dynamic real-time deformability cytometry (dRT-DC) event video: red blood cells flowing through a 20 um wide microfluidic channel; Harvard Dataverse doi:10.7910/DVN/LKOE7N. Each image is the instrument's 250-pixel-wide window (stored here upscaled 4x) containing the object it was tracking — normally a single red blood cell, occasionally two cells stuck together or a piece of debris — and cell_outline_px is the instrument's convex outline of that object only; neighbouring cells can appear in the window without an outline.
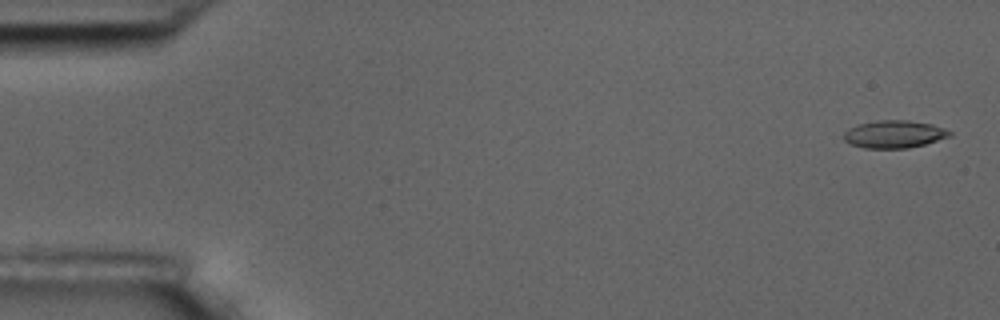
{"species": "common noctule bat (a hibernating species)", "species_latin": "Nyctalus noctula", "temperature_condition": "room temperature", "stored_images_in_passage": 11, "camera_frame_rate_fps": 3000, "um_per_image_px": 0.085, "animal": {"sex": "male", "body_mass_g": 17.5, "forearm_length_mm": 52.3}, "frame": {"image": 1, "passage_image": 1, "time_ms": 0.0, "image_size_px": [1000, 320], "cell_outline_px": [[952, 136], [924, 144], [908, 148], [864, 148], [848, 144], [844, 140], [844, 132], [848, 128], [856, 124], [876, 120], [908, 120], [932, 124], [944, 128], [952, 132]], "centroid_in_image_um": [75.98, 11.4], "position_along_channel_um": 9.0, "area_um2": 17.22}}
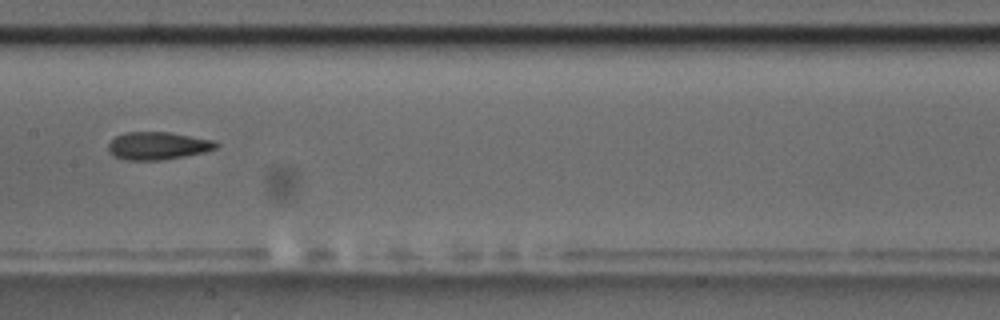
{"frame": {"image": 2, "passage_image": 8, "time_ms": 9.0, "image_size_px": [1000, 320], "cell_outline_px": [[220, 144], [216, 148], [204, 152], [184, 156], [160, 160], [124, 160], [112, 156], [108, 148], [108, 144], [116, 136], [124, 132], [168, 132], [216, 140]], "centroid_in_image_um": [13.41, 12.39], "position_along_channel_um": 194.0, "area_um2": 17.51}}
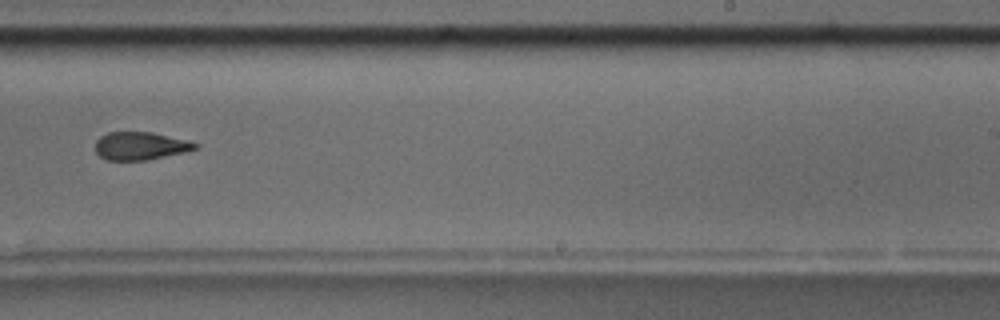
{"frame": {"image": 3, "passage_image": 10, "time_ms": 11.333, "image_size_px": [1000, 320], "cell_outline_px": [[200, 144], [196, 148], [184, 152], [148, 160], [108, 160], [100, 156], [96, 152], [96, 140], [100, 136], [108, 132], [152, 132], [188, 140]], "centroid_in_image_um": [11.93, 12.4], "position_along_channel_um": 277.1, "area_um2": 16.24}}